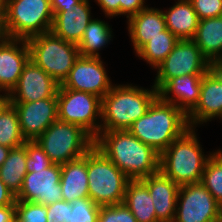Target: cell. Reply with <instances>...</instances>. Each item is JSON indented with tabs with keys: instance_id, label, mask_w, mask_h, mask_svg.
<instances>
[{
	"instance_id": "obj_1",
	"label": "cell",
	"mask_w": 222,
	"mask_h": 222,
	"mask_svg": "<svg viewBox=\"0 0 222 222\" xmlns=\"http://www.w3.org/2000/svg\"><path fill=\"white\" fill-rule=\"evenodd\" d=\"M94 146L130 180H141L160 169V154L129 130L100 131Z\"/></svg>"
},
{
	"instance_id": "obj_2",
	"label": "cell",
	"mask_w": 222,
	"mask_h": 222,
	"mask_svg": "<svg viewBox=\"0 0 222 222\" xmlns=\"http://www.w3.org/2000/svg\"><path fill=\"white\" fill-rule=\"evenodd\" d=\"M189 128L187 115L176 105L165 102L158 96L147 112L132 123L128 130L161 154Z\"/></svg>"
},
{
	"instance_id": "obj_3",
	"label": "cell",
	"mask_w": 222,
	"mask_h": 222,
	"mask_svg": "<svg viewBox=\"0 0 222 222\" xmlns=\"http://www.w3.org/2000/svg\"><path fill=\"white\" fill-rule=\"evenodd\" d=\"M144 89L131 85H115L101 99L100 131L128 130L143 116L158 97L154 87Z\"/></svg>"
},
{
	"instance_id": "obj_4",
	"label": "cell",
	"mask_w": 222,
	"mask_h": 222,
	"mask_svg": "<svg viewBox=\"0 0 222 222\" xmlns=\"http://www.w3.org/2000/svg\"><path fill=\"white\" fill-rule=\"evenodd\" d=\"M195 128H189L160 154V171L177 185L201 182L210 155L203 154Z\"/></svg>"
},
{
	"instance_id": "obj_5",
	"label": "cell",
	"mask_w": 222,
	"mask_h": 222,
	"mask_svg": "<svg viewBox=\"0 0 222 222\" xmlns=\"http://www.w3.org/2000/svg\"><path fill=\"white\" fill-rule=\"evenodd\" d=\"M87 174L89 198L95 204L123 203L130 179L95 146L87 152Z\"/></svg>"
},
{
	"instance_id": "obj_6",
	"label": "cell",
	"mask_w": 222,
	"mask_h": 222,
	"mask_svg": "<svg viewBox=\"0 0 222 222\" xmlns=\"http://www.w3.org/2000/svg\"><path fill=\"white\" fill-rule=\"evenodd\" d=\"M35 141L53 163L62 165L83 157L95 139L78 125L56 120Z\"/></svg>"
},
{
	"instance_id": "obj_7",
	"label": "cell",
	"mask_w": 222,
	"mask_h": 222,
	"mask_svg": "<svg viewBox=\"0 0 222 222\" xmlns=\"http://www.w3.org/2000/svg\"><path fill=\"white\" fill-rule=\"evenodd\" d=\"M27 44L30 60L60 85L80 56L76 44L63 40L51 31L29 38Z\"/></svg>"
},
{
	"instance_id": "obj_8",
	"label": "cell",
	"mask_w": 222,
	"mask_h": 222,
	"mask_svg": "<svg viewBox=\"0 0 222 222\" xmlns=\"http://www.w3.org/2000/svg\"><path fill=\"white\" fill-rule=\"evenodd\" d=\"M5 12L11 38L28 40L51 30L50 0H5Z\"/></svg>"
},
{
	"instance_id": "obj_9",
	"label": "cell",
	"mask_w": 222,
	"mask_h": 222,
	"mask_svg": "<svg viewBox=\"0 0 222 222\" xmlns=\"http://www.w3.org/2000/svg\"><path fill=\"white\" fill-rule=\"evenodd\" d=\"M57 100L58 120L80 126L94 139L99 135L101 122L96 120L101 118L100 97L59 85Z\"/></svg>"
},
{
	"instance_id": "obj_10",
	"label": "cell",
	"mask_w": 222,
	"mask_h": 222,
	"mask_svg": "<svg viewBox=\"0 0 222 222\" xmlns=\"http://www.w3.org/2000/svg\"><path fill=\"white\" fill-rule=\"evenodd\" d=\"M210 62L192 40H179L156 68L154 87L159 91L170 79L191 74H206Z\"/></svg>"
},
{
	"instance_id": "obj_11",
	"label": "cell",
	"mask_w": 222,
	"mask_h": 222,
	"mask_svg": "<svg viewBox=\"0 0 222 222\" xmlns=\"http://www.w3.org/2000/svg\"><path fill=\"white\" fill-rule=\"evenodd\" d=\"M220 219L222 206L201 182L180 186L173 222H216Z\"/></svg>"
},
{
	"instance_id": "obj_12",
	"label": "cell",
	"mask_w": 222,
	"mask_h": 222,
	"mask_svg": "<svg viewBox=\"0 0 222 222\" xmlns=\"http://www.w3.org/2000/svg\"><path fill=\"white\" fill-rule=\"evenodd\" d=\"M63 88L88 92L101 99L113 87L101 58L79 56L68 77L61 84Z\"/></svg>"
},
{
	"instance_id": "obj_13",
	"label": "cell",
	"mask_w": 222,
	"mask_h": 222,
	"mask_svg": "<svg viewBox=\"0 0 222 222\" xmlns=\"http://www.w3.org/2000/svg\"><path fill=\"white\" fill-rule=\"evenodd\" d=\"M61 165L53 163L46 169L28 172L24 177L22 189L16 200L29 201L42 205H50L63 200Z\"/></svg>"
},
{
	"instance_id": "obj_14",
	"label": "cell",
	"mask_w": 222,
	"mask_h": 222,
	"mask_svg": "<svg viewBox=\"0 0 222 222\" xmlns=\"http://www.w3.org/2000/svg\"><path fill=\"white\" fill-rule=\"evenodd\" d=\"M16 110L20 130L26 141H35L58 120L57 96L27 103H10Z\"/></svg>"
},
{
	"instance_id": "obj_15",
	"label": "cell",
	"mask_w": 222,
	"mask_h": 222,
	"mask_svg": "<svg viewBox=\"0 0 222 222\" xmlns=\"http://www.w3.org/2000/svg\"><path fill=\"white\" fill-rule=\"evenodd\" d=\"M59 83L32 60L26 63L18 84L10 92V103H27L57 96Z\"/></svg>"
},
{
	"instance_id": "obj_16",
	"label": "cell",
	"mask_w": 222,
	"mask_h": 222,
	"mask_svg": "<svg viewBox=\"0 0 222 222\" xmlns=\"http://www.w3.org/2000/svg\"><path fill=\"white\" fill-rule=\"evenodd\" d=\"M29 59L27 40L10 38L0 44V92L10 94Z\"/></svg>"
},
{
	"instance_id": "obj_17",
	"label": "cell",
	"mask_w": 222,
	"mask_h": 222,
	"mask_svg": "<svg viewBox=\"0 0 222 222\" xmlns=\"http://www.w3.org/2000/svg\"><path fill=\"white\" fill-rule=\"evenodd\" d=\"M90 8L89 0H81L78 4L63 7V11L53 16L50 31L63 40L78 45L92 20Z\"/></svg>"
},
{
	"instance_id": "obj_18",
	"label": "cell",
	"mask_w": 222,
	"mask_h": 222,
	"mask_svg": "<svg viewBox=\"0 0 222 222\" xmlns=\"http://www.w3.org/2000/svg\"><path fill=\"white\" fill-rule=\"evenodd\" d=\"M141 181L148 187L159 222H173L180 186L160 170Z\"/></svg>"
},
{
	"instance_id": "obj_19",
	"label": "cell",
	"mask_w": 222,
	"mask_h": 222,
	"mask_svg": "<svg viewBox=\"0 0 222 222\" xmlns=\"http://www.w3.org/2000/svg\"><path fill=\"white\" fill-rule=\"evenodd\" d=\"M214 117L222 118V84L208 71L202 78L199 101L187 114V121L194 128Z\"/></svg>"
},
{
	"instance_id": "obj_20",
	"label": "cell",
	"mask_w": 222,
	"mask_h": 222,
	"mask_svg": "<svg viewBox=\"0 0 222 222\" xmlns=\"http://www.w3.org/2000/svg\"><path fill=\"white\" fill-rule=\"evenodd\" d=\"M203 75L172 78L158 91V96L163 101L176 105L187 115L199 101Z\"/></svg>"
},
{
	"instance_id": "obj_21",
	"label": "cell",
	"mask_w": 222,
	"mask_h": 222,
	"mask_svg": "<svg viewBox=\"0 0 222 222\" xmlns=\"http://www.w3.org/2000/svg\"><path fill=\"white\" fill-rule=\"evenodd\" d=\"M128 31L136 53L153 37L165 31L166 23L162 10L144 8L128 18Z\"/></svg>"
},
{
	"instance_id": "obj_22",
	"label": "cell",
	"mask_w": 222,
	"mask_h": 222,
	"mask_svg": "<svg viewBox=\"0 0 222 222\" xmlns=\"http://www.w3.org/2000/svg\"><path fill=\"white\" fill-rule=\"evenodd\" d=\"M60 185L63 200L68 203L89 197L87 153L79 159L61 165Z\"/></svg>"
},
{
	"instance_id": "obj_23",
	"label": "cell",
	"mask_w": 222,
	"mask_h": 222,
	"mask_svg": "<svg viewBox=\"0 0 222 222\" xmlns=\"http://www.w3.org/2000/svg\"><path fill=\"white\" fill-rule=\"evenodd\" d=\"M166 28L179 40H192L199 24L190 0H178L168 11H163Z\"/></svg>"
},
{
	"instance_id": "obj_24",
	"label": "cell",
	"mask_w": 222,
	"mask_h": 222,
	"mask_svg": "<svg viewBox=\"0 0 222 222\" xmlns=\"http://www.w3.org/2000/svg\"><path fill=\"white\" fill-rule=\"evenodd\" d=\"M192 41L210 63L222 61V16L199 20Z\"/></svg>"
},
{
	"instance_id": "obj_25",
	"label": "cell",
	"mask_w": 222,
	"mask_h": 222,
	"mask_svg": "<svg viewBox=\"0 0 222 222\" xmlns=\"http://www.w3.org/2000/svg\"><path fill=\"white\" fill-rule=\"evenodd\" d=\"M123 203L129 208L137 222H159L148 187L141 180H130Z\"/></svg>"
},
{
	"instance_id": "obj_26",
	"label": "cell",
	"mask_w": 222,
	"mask_h": 222,
	"mask_svg": "<svg viewBox=\"0 0 222 222\" xmlns=\"http://www.w3.org/2000/svg\"><path fill=\"white\" fill-rule=\"evenodd\" d=\"M26 142L16 148H11L8 157L0 166V178L7 188L17 196L22 189L24 177L26 176L27 160Z\"/></svg>"
},
{
	"instance_id": "obj_27",
	"label": "cell",
	"mask_w": 222,
	"mask_h": 222,
	"mask_svg": "<svg viewBox=\"0 0 222 222\" xmlns=\"http://www.w3.org/2000/svg\"><path fill=\"white\" fill-rule=\"evenodd\" d=\"M112 30L110 26L102 20L92 19L84 31L79 42V55L85 57L99 58V50L111 40Z\"/></svg>"
},
{
	"instance_id": "obj_28",
	"label": "cell",
	"mask_w": 222,
	"mask_h": 222,
	"mask_svg": "<svg viewBox=\"0 0 222 222\" xmlns=\"http://www.w3.org/2000/svg\"><path fill=\"white\" fill-rule=\"evenodd\" d=\"M179 39L168 29L151 38L136 54L155 69L173 50Z\"/></svg>"
},
{
	"instance_id": "obj_29",
	"label": "cell",
	"mask_w": 222,
	"mask_h": 222,
	"mask_svg": "<svg viewBox=\"0 0 222 222\" xmlns=\"http://www.w3.org/2000/svg\"><path fill=\"white\" fill-rule=\"evenodd\" d=\"M26 139L20 130V123L15 108L9 104L0 114V145L16 148Z\"/></svg>"
},
{
	"instance_id": "obj_30",
	"label": "cell",
	"mask_w": 222,
	"mask_h": 222,
	"mask_svg": "<svg viewBox=\"0 0 222 222\" xmlns=\"http://www.w3.org/2000/svg\"><path fill=\"white\" fill-rule=\"evenodd\" d=\"M201 183L222 206V150L210 153L207 159Z\"/></svg>"
},
{
	"instance_id": "obj_31",
	"label": "cell",
	"mask_w": 222,
	"mask_h": 222,
	"mask_svg": "<svg viewBox=\"0 0 222 222\" xmlns=\"http://www.w3.org/2000/svg\"><path fill=\"white\" fill-rule=\"evenodd\" d=\"M47 206L29 201H15L16 222H47Z\"/></svg>"
},
{
	"instance_id": "obj_32",
	"label": "cell",
	"mask_w": 222,
	"mask_h": 222,
	"mask_svg": "<svg viewBox=\"0 0 222 222\" xmlns=\"http://www.w3.org/2000/svg\"><path fill=\"white\" fill-rule=\"evenodd\" d=\"M71 204V222L98 221L101 206L95 204L89 197L76 199Z\"/></svg>"
},
{
	"instance_id": "obj_33",
	"label": "cell",
	"mask_w": 222,
	"mask_h": 222,
	"mask_svg": "<svg viewBox=\"0 0 222 222\" xmlns=\"http://www.w3.org/2000/svg\"><path fill=\"white\" fill-rule=\"evenodd\" d=\"M27 172H35V170L46 169L50 167L53 162L49 156L43 151L36 141H26Z\"/></svg>"
},
{
	"instance_id": "obj_34",
	"label": "cell",
	"mask_w": 222,
	"mask_h": 222,
	"mask_svg": "<svg viewBox=\"0 0 222 222\" xmlns=\"http://www.w3.org/2000/svg\"><path fill=\"white\" fill-rule=\"evenodd\" d=\"M97 222H137L129 208L124 204L101 206Z\"/></svg>"
},
{
	"instance_id": "obj_35",
	"label": "cell",
	"mask_w": 222,
	"mask_h": 222,
	"mask_svg": "<svg viewBox=\"0 0 222 222\" xmlns=\"http://www.w3.org/2000/svg\"><path fill=\"white\" fill-rule=\"evenodd\" d=\"M199 20L222 16V0H190Z\"/></svg>"
},
{
	"instance_id": "obj_36",
	"label": "cell",
	"mask_w": 222,
	"mask_h": 222,
	"mask_svg": "<svg viewBox=\"0 0 222 222\" xmlns=\"http://www.w3.org/2000/svg\"><path fill=\"white\" fill-rule=\"evenodd\" d=\"M72 204L61 200L47 205V222H71Z\"/></svg>"
},
{
	"instance_id": "obj_37",
	"label": "cell",
	"mask_w": 222,
	"mask_h": 222,
	"mask_svg": "<svg viewBox=\"0 0 222 222\" xmlns=\"http://www.w3.org/2000/svg\"><path fill=\"white\" fill-rule=\"evenodd\" d=\"M144 3V0H120V15L130 18L147 7Z\"/></svg>"
},
{
	"instance_id": "obj_38",
	"label": "cell",
	"mask_w": 222,
	"mask_h": 222,
	"mask_svg": "<svg viewBox=\"0 0 222 222\" xmlns=\"http://www.w3.org/2000/svg\"><path fill=\"white\" fill-rule=\"evenodd\" d=\"M108 17L120 15V0H96Z\"/></svg>"
},
{
	"instance_id": "obj_39",
	"label": "cell",
	"mask_w": 222,
	"mask_h": 222,
	"mask_svg": "<svg viewBox=\"0 0 222 222\" xmlns=\"http://www.w3.org/2000/svg\"><path fill=\"white\" fill-rule=\"evenodd\" d=\"M16 196L7 188L0 178V206L15 205Z\"/></svg>"
},
{
	"instance_id": "obj_40",
	"label": "cell",
	"mask_w": 222,
	"mask_h": 222,
	"mask_svg": "<svg viewBox=\"0 0 222 222\" xmlns=\"http://www.w3.org/2000/svg\"><path fill=\"white\" fill-rule=\"evenodd\" d=\"M10 38L6 26L5 5H0V44L8 41Z\"/></svg>"
},
{
	"instance_id": "obj_41",
	"label": "cell",
	"mask_w": 222,
	"mask_h": 222,
	"mask_svg": "<svg viewBox=\"0 0 222 222\" xmlns=\"http://www.w3.org/2000/svg\"><path fill=\"white\" fill-rule=\"evenodd\" d=\"M81 0H50V6L53 16L60 11H63V7H69L78 4Z\"/></svg>"
},
{
	"instance_id": "obj_42",
	"label": "cell",
	"mask_w": 222,
	"mask_h": 222,
	"mask_svg": "<svg viewBox=\"0 0 222 222\" xmlns=\"http://www.w3.org/2000/svg\"><path fill=\"white\" fill-rule=\"evenodd\" d=\"M15 221V205L0 206V222Z\"/></svg>"
},
{
	"instance_id": "obj_43",
	"label": "cell",
	"mask_w": 222,
	"mask_h": 222,
	"mask_svg": "<svg viewBox=\"0 0 222 222\" xmlns=\"http://www.w3.org/2000/svg\"><path fill=\"white\" fill-rule=\"evenodd\" d=\"M209 72L222 84V61L211 62Z\"/></svg>"
},
{
	"instance_id": "obj_44",
	"label": "cell",
	"mask_w": 222,
	"mask_h": 222,
	"mask_svg": "<svg viewBox=\"0 0 222 222\" xmlns=\"http://www.w3.org/2000/svg\"><path fill=\"white\" fill-rule=\"evenodd\" d=\"M10 104L9 94L4 93L3 96L0 94V114Z\"/></svg>"
},
{
	"instance_id": "obj_45",
	"label": "cell",
	"mask_w": 222,
	"mask_h": 222,
	"mask_svg": "<svg viewBox=\"0 0 222 222\" xmlns=\"http://www.w3.org/2000/svg\"><path fill=\"white\" fill-rule=\"evenodd\" d=\"M11 148L7 146L0 145V166L4 163L9 155Z\"/></svg>"
},
{
	"instance_id": "obj_46",
	"label": "cell",
	"mask_w": 222,
	"mask_h": 222,
	"mask_svg": "<svg viewBox=\"0 0 222 222\" xmlns=\"http://www.w3.org/2000/svg\"><path fill=\"white\" fill-rule=\"evenodd\" d=\"M0 5H5V0H0Z\"/></svg>"
}]
</instances>
